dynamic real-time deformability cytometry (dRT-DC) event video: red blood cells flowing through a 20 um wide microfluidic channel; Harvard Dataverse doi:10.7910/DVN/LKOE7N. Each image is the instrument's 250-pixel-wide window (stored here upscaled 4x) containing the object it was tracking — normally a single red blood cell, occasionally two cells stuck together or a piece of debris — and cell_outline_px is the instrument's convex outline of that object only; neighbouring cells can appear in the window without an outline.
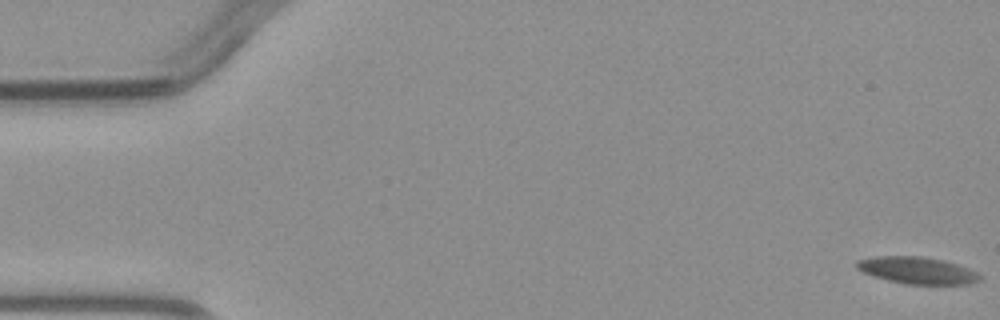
{"species": "common noctule bat (a hibernating species)", "species_latin": "Nyctalus noctula", "temperature_condition": "warm", "stored_images_in_passage": 4, "camera_frame_rate_fps": 3000, "um_per_image_px": 0.085, "animal": {"sex": "male", "body_mass_g": 23.1, "forearm_length_mm": 52.7}, "frame": {"image": 1, "passage_image": 1, "time_ms": 0.0, "image_size_px": [1000, 320], "cell_outline_px": [[980, 280], [972, 284], [904, 284], [872, 276], [856, 268], [856, 260], [876, 256], [920, 256], [944, 260], [980, 272]], "centroid_in_image_um": [77.98, 22.98], "position_along_channel_um": 7.0, "area_um2": 19.42}}
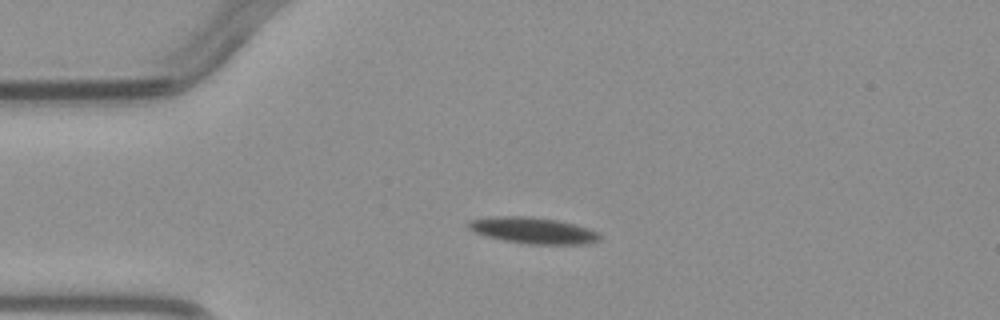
{"frame": {"image": 2, "passage_image": 4, "time_ms": 3.667, "image_size_px": [1000, 320], "cell_outline_px": [[600, 240], [588, 244], [528, 244], [504, 240], [488, 236], [476, 232], [468, 228], [468, 220], [496, 216], [528, 216], [556, 220], [588, 228], [600, 232]], "centroid_in_image_um": [45.34, 19.59], "position_along_channel_um": 39.7, "area_um2": 19.94}}